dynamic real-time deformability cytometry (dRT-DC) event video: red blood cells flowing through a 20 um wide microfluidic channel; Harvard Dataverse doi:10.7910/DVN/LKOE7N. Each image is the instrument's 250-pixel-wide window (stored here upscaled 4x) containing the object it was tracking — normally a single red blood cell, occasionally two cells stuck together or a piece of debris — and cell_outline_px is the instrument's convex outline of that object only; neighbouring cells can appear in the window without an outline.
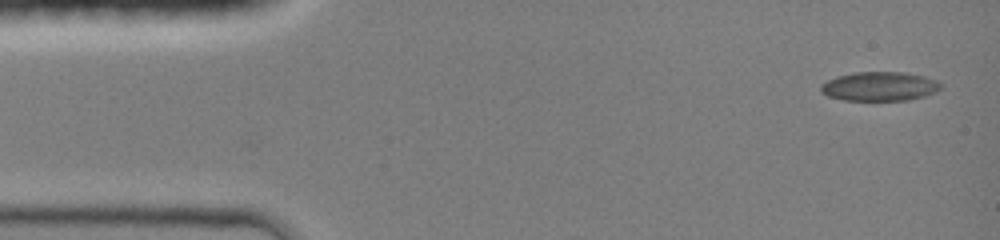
{"species": "common noctule bat (a hibernating species)", "species_latin": "Nyctalus noctula", "temperature_condition": "room temperature", "stored_images_in_passage": 4, "camera_frame_rate_fps": 3000, "um_per_image_px": 0.085, "animal": {"sex": "female", "body_mass_g": 19.0, "forearm_length_mm": 51.5}, "frame": {"image": 1, "passage_image": 1, "time_ms": 0.0, "image_size_px": [1000, 240], "cell_outline_px": [[940, 88], [936, 92], [924, 96], [908, 100], [844, 100], [828, 96], [820, 92], [820, 84], [836, 76], [856, 72], [904, 72], [924, 76], [936, 80], [940, 84]], "centroid_in_image_um": [74.73, 7.34], "position_along_channel_um": 10.3, "area_um2": 20.35}}